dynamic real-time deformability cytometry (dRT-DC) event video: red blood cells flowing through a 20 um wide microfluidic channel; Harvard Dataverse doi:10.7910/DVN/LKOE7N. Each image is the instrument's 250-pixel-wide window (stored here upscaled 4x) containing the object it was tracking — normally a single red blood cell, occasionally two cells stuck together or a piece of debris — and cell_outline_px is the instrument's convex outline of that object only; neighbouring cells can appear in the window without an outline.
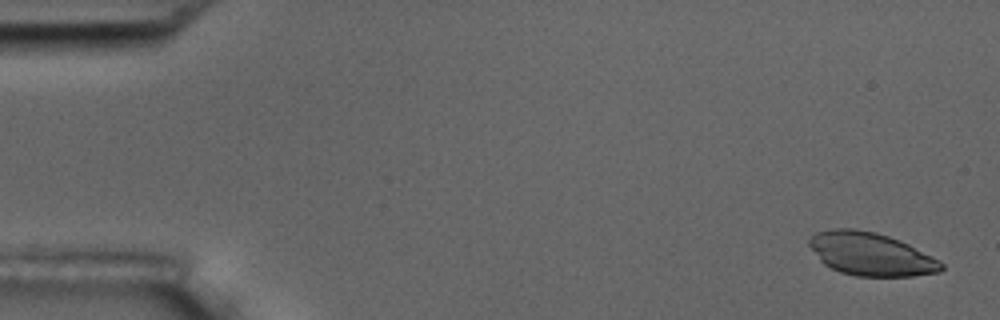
{"species": "common noctule bat (a hibernating species)", "species_latin": "Nyctalus noctula", "temperature_condition": "room temperature", "stored_images_in_passage": 55, "camera_frame_rate_fps": 3000, "um_per_image_px": 0.085, "animal": {"sex": "male", "body_mass_g": 17.5, "forearm_length_mm": 52.3}, "frame": {"image": 1, "passage_image": 2, "time_ms": 0.333, "image_size_px": [1000, 320], "cell_outline_px": [[944, 268], [940, 272], [912, 276], [856, 276], [840, 272], [824, 264], [820, 260], [808, 244], [808, 240], [816, 232], [832, 228], [856, 228], [876, 232], [900, 240], [932, 256], [944, 264]], "centroid_in_image_um": [74.01, 21.59], "position_along_channel_um": 11.0, "area_um2": 33.18}}